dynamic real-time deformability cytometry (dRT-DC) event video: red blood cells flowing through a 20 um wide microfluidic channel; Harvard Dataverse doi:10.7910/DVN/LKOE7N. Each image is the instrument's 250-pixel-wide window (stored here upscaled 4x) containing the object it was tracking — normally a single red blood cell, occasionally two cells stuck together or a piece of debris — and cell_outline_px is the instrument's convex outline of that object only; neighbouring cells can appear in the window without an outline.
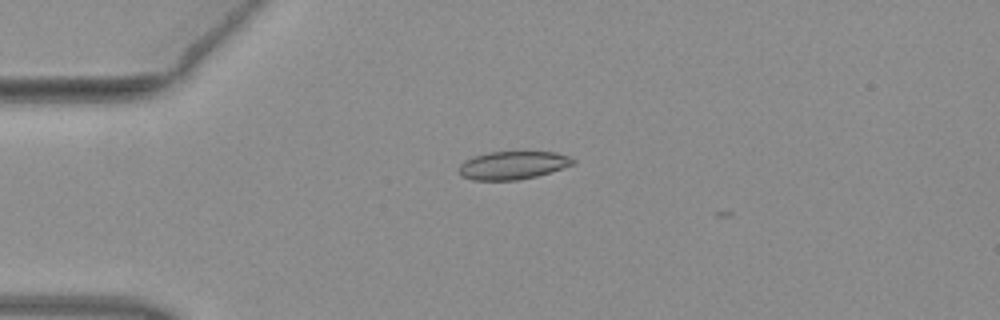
{"species": "common noctule bat (a hibernating species)", "species_latin": "Nyctalus noctula", "temperature_condition": "warm", "stored_images_in_passage": 41, "camera_frame_rate_fps": 3000, "um_per_image_px": 0.085, "animal": {"sex": "female", "body_mass_g": 19.3, "forearm_length_mm": 54.1}, "frame": {"image": 1, "passage_image": 2, "time_ms": 0.333, "image_size_px": [1000, 320], "cell_outline_px": [[576, 164], [536, 176], [516, 180], [472, 180], [460, 176], [460, 164], [464, 160], [488, 152], [556, 152], [568, 156], [576, 160]], "centroid_in_image_um": [43.6, 14.05], "position_along_channel_um": 41.4, "area_um2": 18.61}}
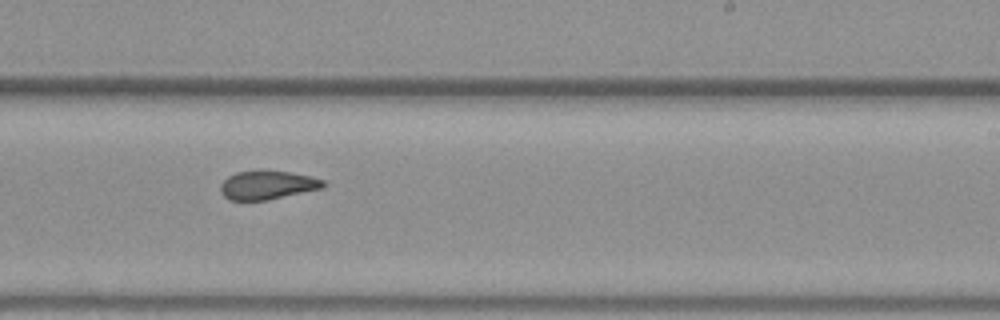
{"frame": {"image": 2, "passage_image": 21, "time_ms": 6.667, "image_size_px": [1000, 320], "cell_outline_px": [[328, 184], [324, 188], [268, 200], [228, 200], [220, 192], [220, 184], [228, 176], [236, 172], [260, 168], [288, 172], [312, 176], [324, 180]], "centroid_in_image_um": [22.74, 15.7], "position_along_channel_um": 266.3, "area_um2": 17.8}}
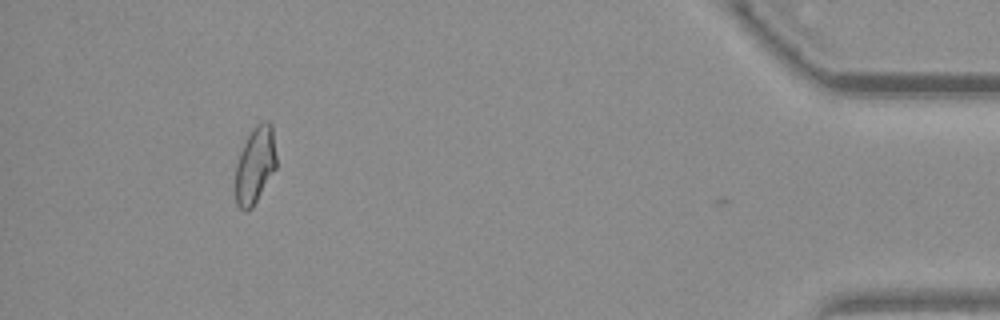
{"frame": {"image": 3, "passage_image": 37, "time_ms": 12.0, "image_size_px": [1000, 320], "cell_outline_px": [[276, 168], [252, 208], [248, 212], [244, 212], [236, 204], [236, 164], [240, 152], [252, 128], [256, 124], [264, 120], [268, 120], [272, 124], [276, 156]], "centroid_in_image_um": [21.69, 14.03], "position_along_channel_um": 413.5, "area_um2": 18.38}, "authors_computed_cell_mechanics": {"area_um2": 18.0914, "velocity_mm_per_s": 3.9886, "shape_relaxation_time_tau1_ms": null, "shape_relaxation_time_tau2_ms": 1.9521, "deformation_change_tau1": null, "deformation_change_tau2": 0.0842}}